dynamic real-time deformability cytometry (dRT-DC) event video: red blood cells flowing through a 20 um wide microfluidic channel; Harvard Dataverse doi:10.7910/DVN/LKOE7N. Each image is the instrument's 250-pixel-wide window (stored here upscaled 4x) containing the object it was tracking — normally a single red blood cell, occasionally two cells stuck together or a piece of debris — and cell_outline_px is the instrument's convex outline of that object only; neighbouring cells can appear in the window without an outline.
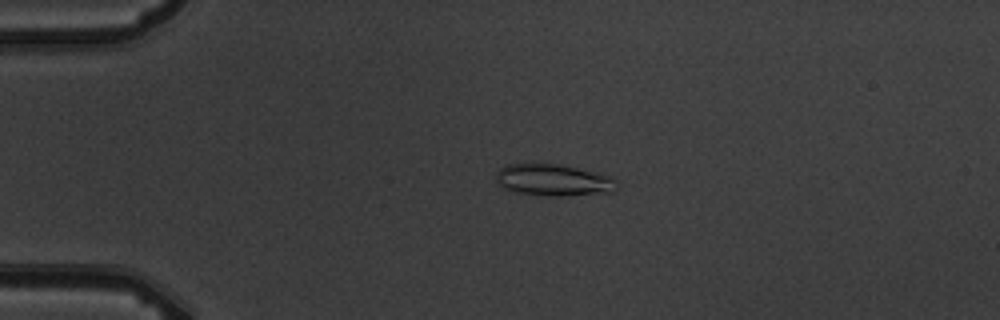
{"species": "common noctule bat (a hibernating species)", "species_latin": "Nyctalus noctula", "temperature_condition": "warm", "stored_images_in_passage": 5, "camera_frame_rate_fps": 3000, "um_per_image_px": 0.085, "animal": {"sex": "male", "body_mass_g": 19.5, "forearm_length_mm": 54.6}, "frame": {"image": 1, "passage_image": 4, "time_ms": 3.333, "image_size_px": [1000, 320], "cell_outline_px": [[616, 180], [612, 192], [564, 196], [548, 196], [516, 192], [504, 188], [496, 180], [496, 172], [500, 168], [508, 164], [556, 164], [576, 168], [612, 176]], "centroid_in_image_um": [47.01, 15.31], "position_along_channel_um": 38.0, "area_um2": 22.02}}